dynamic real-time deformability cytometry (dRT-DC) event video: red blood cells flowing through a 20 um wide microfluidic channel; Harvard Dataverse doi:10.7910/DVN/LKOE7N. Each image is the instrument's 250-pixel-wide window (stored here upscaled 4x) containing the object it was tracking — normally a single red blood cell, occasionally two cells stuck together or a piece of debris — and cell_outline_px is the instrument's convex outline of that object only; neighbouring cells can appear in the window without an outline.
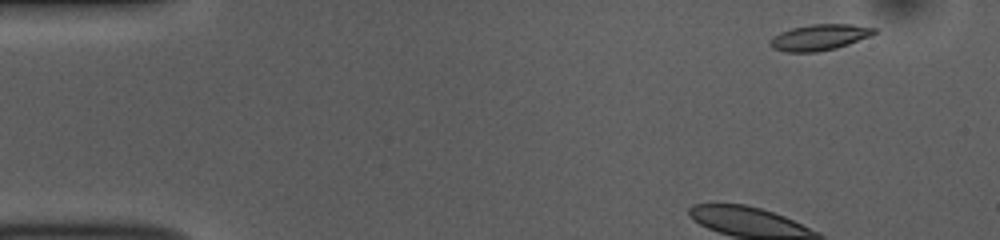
{"species": "common noctule bat (a hibernating species)", "species_latin": "Nyctalus noctula", "temperature_condition": "room temperature", "stored_images_in_passage": 43, "camera_frame_rate_fps": 3000, "um_per_image_px": 0.085, "animal": {"sex": "female", "body_mass_g": 10.0, "forearm_length_mm": 53.1}, "frame": {"image": 1, "passage_image": 1, "time_ms": 0.0, "image_size_px": [1000, 240], "cell_outline_px": [[876, 32], [872, 36], [836, 48], [816, 52], [784, 52], [772, 48], [768, 44], [780, 32], [792, 28], [812, 24], [852, 24], [876, 28]], "centroid_in_image_um": [69.68, 3.17], "position_along_channel_um": 15.3, "area_um2": 15.72}, "authors_computed_cell_mechanics": {"area_um2": 23.9292, "velocity_mm_per_s": 3.7127, "shape_relaxation_time_tau1_ms": 2.9565, "shape_relaxation_time_tau2_ms": 1.7956, "deformation_change_tau1": 0.1039, "deformation_change_tau2": 0.0697}}